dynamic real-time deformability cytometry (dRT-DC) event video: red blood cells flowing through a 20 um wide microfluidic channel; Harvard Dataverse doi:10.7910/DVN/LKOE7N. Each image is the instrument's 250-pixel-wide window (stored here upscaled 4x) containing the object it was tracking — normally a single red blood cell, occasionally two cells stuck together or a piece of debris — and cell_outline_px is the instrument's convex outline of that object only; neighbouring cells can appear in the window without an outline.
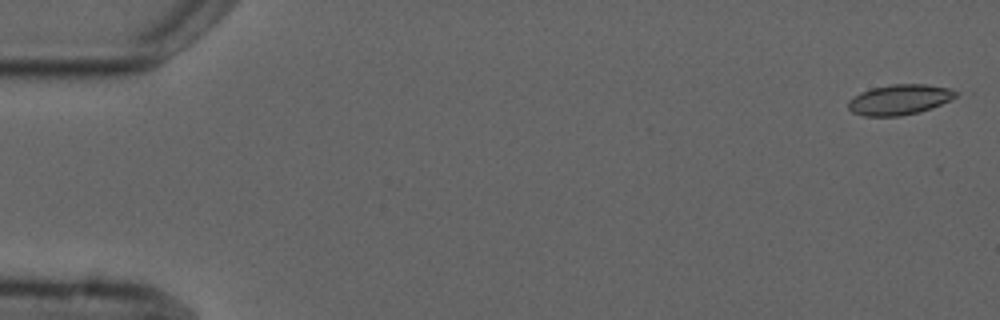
{"species": "common noctule bat (a hibernating species)", "species_latin": "Nyctalus noctula", "temperature_condition": "cold", "stored_images_in_passage": 5, "camera_frame_rate_fps": 3000, "um_per_image_px": 0.085, "animal": {"sex": "male", "forearm_length_mm": 52.5}, "frame": {"image": 1, "passage_image": 1, "time_ms": 0.0, "image_size_px": [1000, 320], "cell_outline_px": [[956, 96], [952, 100], [932, 108], [900, 116], [864, 116], [852, 112], [848, 108], [848, 100], [860, 92], [872, 88], [892, 84], [924, 84], [948, 88], [956, 92]], "centroid_in_image_um": [76.43, 8.47], "position_along_channel_um": 8.6, "area_um2": 18.9}}
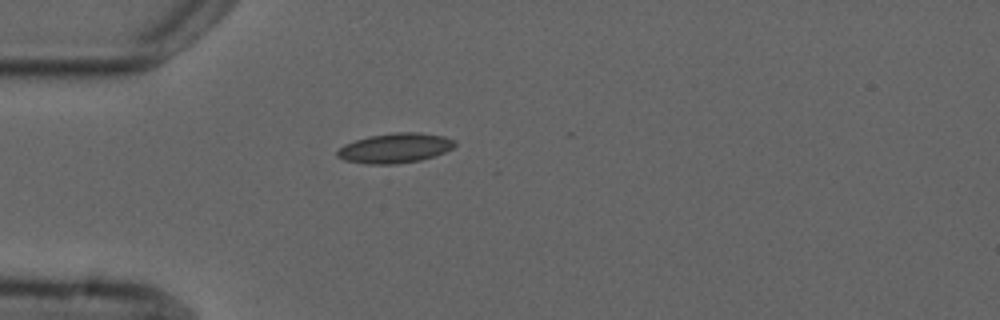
{"frame": {"image": 2, "passage_image": 5, "time_ms": 4.667, "image_size_px": [1000, 320], "cell_outline_px": [[456, 144], [452, 148], [444, 152], [420, 160], [396, 164], [368, 164], [344, 160], [336, 156], [336, 152], [344, 144], [368, 136], [392, 132], [420, 132], [444, 136], [456, 140]], "centroid_in_image_um": [33.57, 12.57], "position_along_channel_um": 51.4, "area_um2": 20.46}}